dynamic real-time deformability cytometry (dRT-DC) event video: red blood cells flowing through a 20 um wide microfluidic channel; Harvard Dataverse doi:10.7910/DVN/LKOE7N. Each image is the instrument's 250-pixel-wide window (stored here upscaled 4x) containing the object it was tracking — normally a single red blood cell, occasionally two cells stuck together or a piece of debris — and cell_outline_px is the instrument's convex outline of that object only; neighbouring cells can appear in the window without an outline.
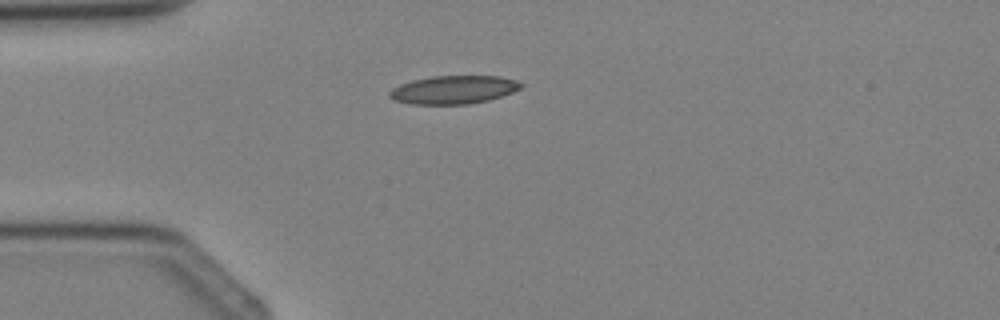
{"species": "Egyptian fruit bat (a non-hibernating species)", "species_latin": "Rousettus aegyptiacus", "temperature_condition": "cold", "stored_images_in_passage": 1, "camera_frame_rate_fps": 3000, "um_per_image_px": 0.085, "animal": {"sex": "female"}, "frame": {"image": 1, "passage_image": 1, "time_ms": 0.0, "image_size_px": [1000, 320], "cell_outline_px": [[524, 84], [520, 88], [512, 92], [488, 100], [468, 104], [412, 104], [396, 100], [388, 96], [388, 92], [392, 88], [400, 84], [412, 80], [432, 76], [500, 76], [516, 80]], "centroid_in_image_um": [38.54, 7.62], "position_along_channel_um": 46.5, "area_um2": 21.56}}